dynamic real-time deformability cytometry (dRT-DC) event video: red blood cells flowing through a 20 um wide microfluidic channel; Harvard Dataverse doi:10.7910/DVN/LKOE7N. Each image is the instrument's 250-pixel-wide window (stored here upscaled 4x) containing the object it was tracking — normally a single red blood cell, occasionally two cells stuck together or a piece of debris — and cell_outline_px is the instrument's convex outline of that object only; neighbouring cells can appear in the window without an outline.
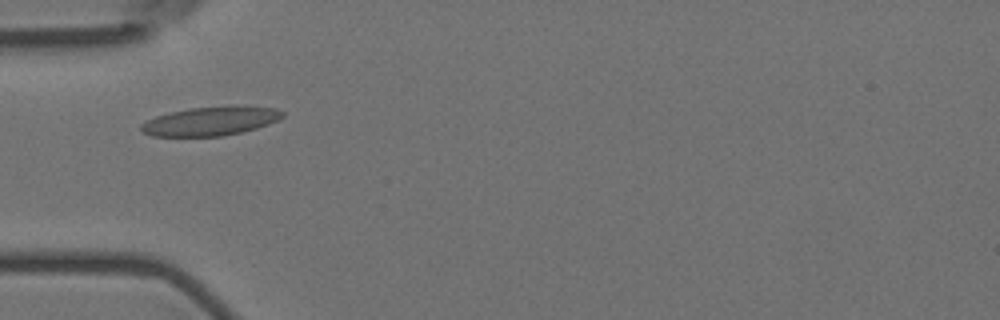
{"species": "Egyptian fruit bat (a non-hibernating species)", "species_latin": "Rousettus aegyptiacus", "temperature_condition": "room temperature", "stored_images_in_passage": 40, "camera_frame_rate_fps": 3000, "um_per_image_px": 0.085, "animal": {"sex": "female"}, "frame": {"image": 1, "passage_image": 2, "time_ms": 0.333, "image_size_px": [1000, 320], "cell_outline_px": [[284, 116], [268, 124], [256, 128], [224, 136], [152, 136], [144, 132], [140, 128], [140, 124], [156, 116], [168, 112], [188, 108], [232, 104], [236, 104], [276, 108], [284, 112]], "centroid_in_image_um": [17.92, 10.26], "position_along_channel_um": 67.1, "area_um2": 24.22}}
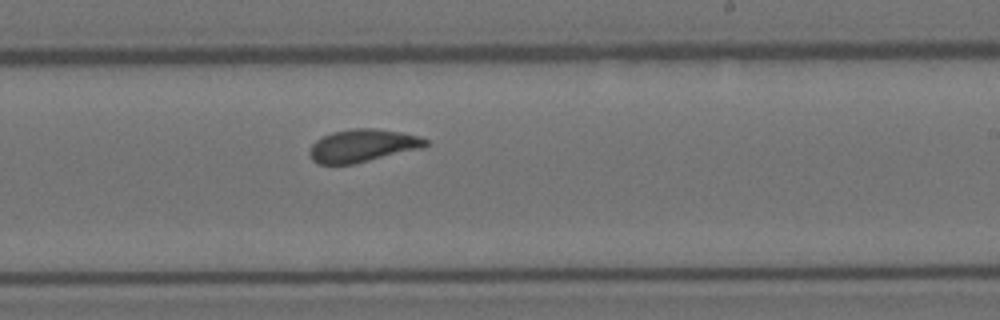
{"frame": {"image": 2, "passage_image": 18, "time_ms": 5.667, "image_size_px": [1000, 320], "cell_outline_px": [[428, 144], [424, 148], [352, 164], [320, 164], [312, 160], [308, 156], [308, 152], [312, 144], [316, 140], [332, 132], [356, 128], [372, 128], [404, 132], [420, 136], [428, 140]], "centroid_in_image_um": [30.84, 12.38], "position_along_channel_um": 258.2, "area_um2": 22.25}}
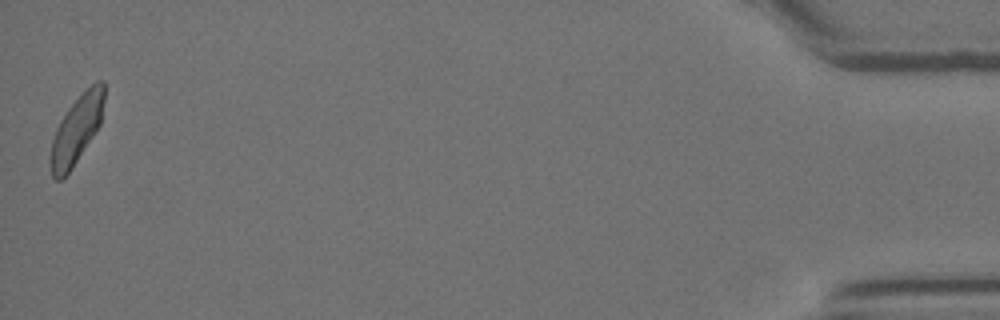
{"frame": {"image": 3, "passage_image": 40, "time_ms": 13.0, "image_size_px": [1000, 320], "cell_outline_px": [[104, 100], [100, 124], [72, 168], [60, 180], [56, 180], [52, 176], [52, 140], [56, 128], [60, 120], [68, 108], [96, 80], [104, 80]], "centroid_in_image_um": [6.53, 10.98], "position_along_channel_um": 428.7, "area_um2": 20.52}, "authors_computed_cell_mechanics": {"area_um2": 21.8773, "velocity_mm_per_s": 3.5836, "shape_relaxation_time_tau1_ms": 4.7091, "shape_relaxation_time_tau2_ms": 1.2043, "deformation_change_tau1": 0.1218, "deformation_change_tau2": 0.0548}}